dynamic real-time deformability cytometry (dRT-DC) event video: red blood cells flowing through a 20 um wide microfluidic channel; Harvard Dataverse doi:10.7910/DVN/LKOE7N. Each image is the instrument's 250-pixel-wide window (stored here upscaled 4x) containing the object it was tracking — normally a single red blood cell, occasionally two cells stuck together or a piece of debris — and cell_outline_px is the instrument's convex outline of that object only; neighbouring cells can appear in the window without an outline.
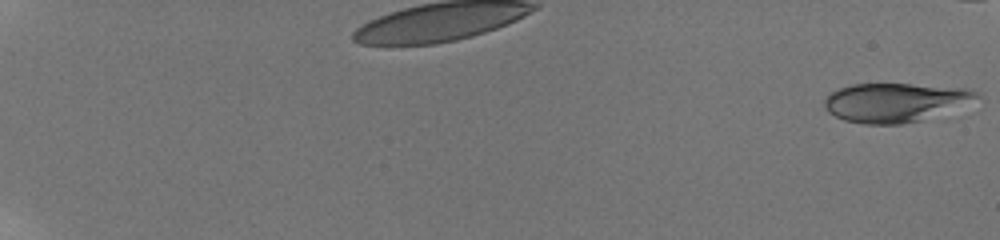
{"species": "human", "species_latin": "Homo sapiens", "temperature_condition": "room temperature", "stored_images_in_passage": 62, "camera_frame_rate_fps": 3000, "um_per_image_px": 0.085, "donor": {"sex": "male"}, "frame": {"image": 1, "passage_image": 1, "time_ms": 0.0, "image_size_px": [1000, 240], "cell_outline_px": [[980, 96], [920, 120], [900, 124], [864, 124], [844, 120], [828, 112], [824, 108], [824, 100], [832, 92], [840, 88], [852, 84], [912, 84], [964, 88], [980, 92]], "centroid_in_image_um": [75.97, 8.69], "position_along_channel_um": 9.0, "area_um2": 33.58}}
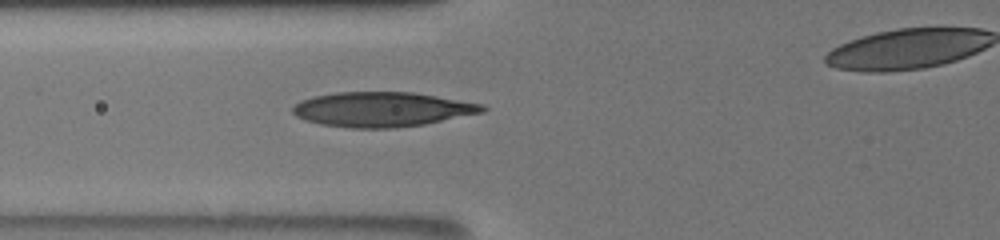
{"frame": {"image": 2, "passage_image": 29, "time_ms": 8.667, "image_size_px": [1000, 240], "cell_outline_px": [[488, 108], [484, 112], [424, 124], [392, 128], [352, 128], [320, 124], [296, 116], [292, 112], [292, 108], [300, 100], [312, 96], [336, 92], [412, 92], [484, 104]], "centroid_in_image_um": [32.47, 9.29], "position_along_channel_um": 93.3, "area_um2": 38.32}}
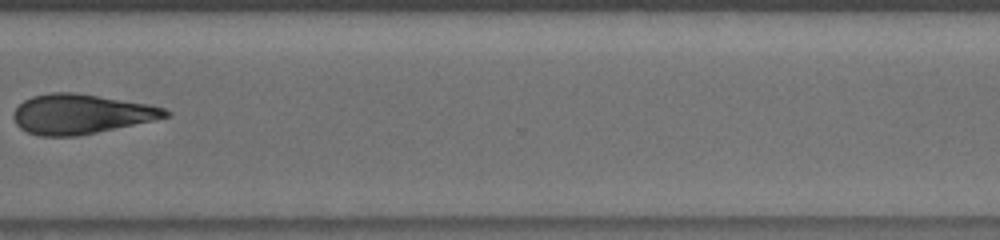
{"frame": {"image": 3, "passage_image": 55, "time_ms": 15.667, "image_size_px": [1000, 240], "cell_outline_px": [[172, 116], [156, 120], [76, 136], [40, 136], [28, 132], [20, 128], [16, 124], [12, 116], [16, 108], [24, 100], [32, 96], [52, 92], [72, 92], [148, 104], [164, 108], [172, 112]], "centroid_in_image_um": [6.89, 9.69], "position_along_channel_um": 363.7, "area_um2": 35.03}}